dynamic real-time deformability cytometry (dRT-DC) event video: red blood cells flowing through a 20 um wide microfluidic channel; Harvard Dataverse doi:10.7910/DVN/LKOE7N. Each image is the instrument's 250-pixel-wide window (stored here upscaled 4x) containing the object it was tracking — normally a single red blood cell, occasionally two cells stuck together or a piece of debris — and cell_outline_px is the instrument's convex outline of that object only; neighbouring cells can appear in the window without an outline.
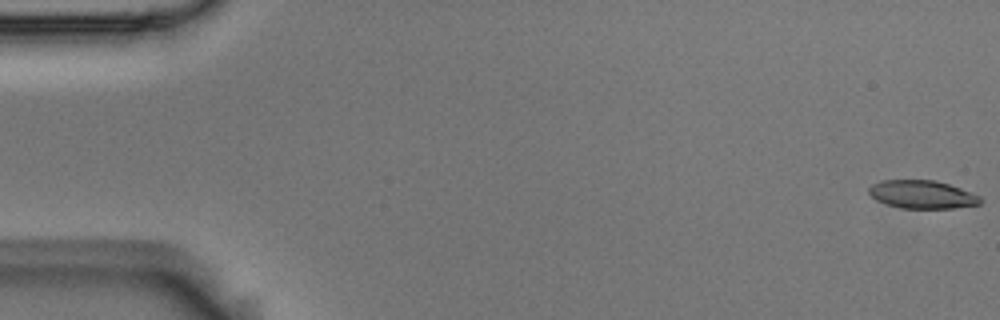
{"species": "Egyptian fruit bat (a non-hibernating species)", "species_latin": "Rousettus aegyptiacus", "temperature_condition": "room temperature", "stored_images_in_passage": 5, "camera_frame_rate_fps": 3000, "um_per_image_px": 0.085, "animal": {"sex": "male"}, "frame": {"image": 1, "passage_image": 1, "time_ms": 0.0, "image_size_px": [1000, 320], "cell_outline_px": [[984, 200], [980, 204], [952, 208], [900, 208], [876, 200], [868, 192], [868, 188], [872, 184], [880, 180], [932, 180], [948, 184], [960, 188], [980, 196]], "centroid_in_image_um": [78.38, 16.53], "position_along_channel_um": 6.6, "area_um2": 18.21}}